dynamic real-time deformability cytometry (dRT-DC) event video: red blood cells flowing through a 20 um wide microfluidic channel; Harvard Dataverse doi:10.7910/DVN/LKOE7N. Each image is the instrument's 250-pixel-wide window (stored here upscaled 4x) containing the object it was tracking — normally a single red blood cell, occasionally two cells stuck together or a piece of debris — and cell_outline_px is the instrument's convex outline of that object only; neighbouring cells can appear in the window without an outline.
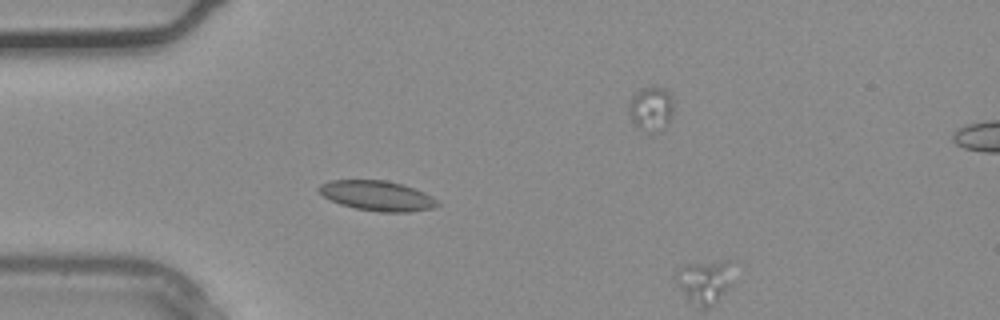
{"species": "common noctule bat (a hibernating species)", "species_latin": "Nyctalus noctula", "temperature_condition": "warm", "stored_images_in_passage": 2, "segment_of_instrument_passage": [1, 2], "camera_frame_rate_fps": 3000, "um_per_image_px": 0.085, "animal": {"sex": "male", "body_mass_g": 20.4}, "frame": {"image": 1, "passage_image": 1, "time_ms": 0.0, "image_size_px": [1000, 320], "cell_outline_px": [[440, 204], [432, 208], [408, 212], [380, 212], [356, 208], [340, 204], [324, 196], [316, 188], [320, 184], [332, 180], [384, 180], [404, 184], [424, 192], [432, 196]], "centroid_in_image_um": [32.07, 16.63], "position_along_channel_um": 52.9, "area_um2": 20.63}}